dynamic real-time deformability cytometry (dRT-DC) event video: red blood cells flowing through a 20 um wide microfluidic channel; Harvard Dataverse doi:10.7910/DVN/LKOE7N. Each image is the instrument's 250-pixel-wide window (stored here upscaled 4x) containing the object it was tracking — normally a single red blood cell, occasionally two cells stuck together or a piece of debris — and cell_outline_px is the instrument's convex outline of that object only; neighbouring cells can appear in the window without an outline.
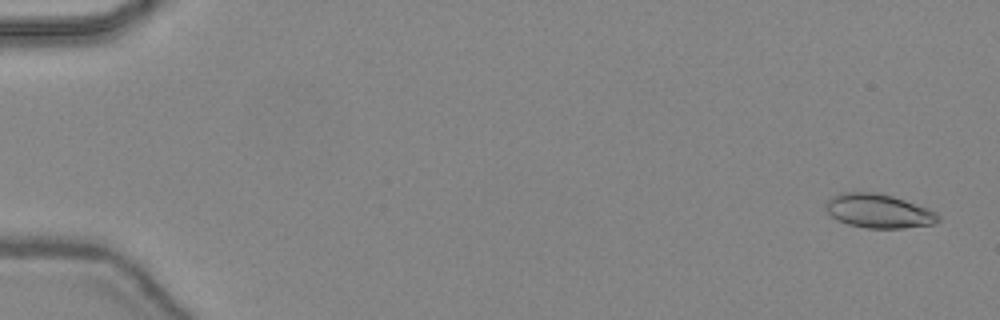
{"species": "common noctule bat (a hibernating species)", "species_latin": "Nyctalus noctula", "temperature_condition": "warm", "stored_images_in_passage": 47, "camera_frame_rate_fps": 3000, "um_per_image_px": 0.085, "animal": {"sex": "female", "body_mass_g": 24.6, "forearm_length_mm": 56.2}, "frame": {"image": 1, "passage_image": 2, "time_ms": 0.333, "image_size_px": [1000, 320], "cell_outline_px": [[940, 220], [932, 224], [904, 228], [864, 228], [848, 224], [836, 220], [824, 208], [824, 204], [832, 196], [840, 192], [880, 192], [928, 208], [936, 212], [940, 216]], "centroid_in_image_um": [74.65, 17.93], "position_along_channel_um": 10.3, "area_um2": 22.43}}
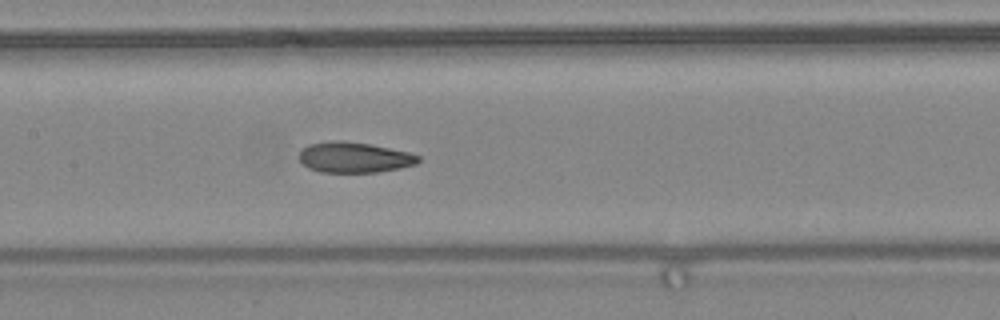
{"frame": {"image": 2, "passage_image": 24, "time_ms": 7.667, "image_size_px": [1000, 320], "cell_outline_px": [[420, 160], [416, 164], [400, 168], [376, 172], [320, 172], [308, 168], [300, 160], [300, 148], [308, 144], [336, 140], [340, 140], [368, 144], [408, 152], [420, 156]], "centroid_in_image_um": [30.08, 13.38], "position_along_channel_um": 177.3, "area_um2": 21.1}}
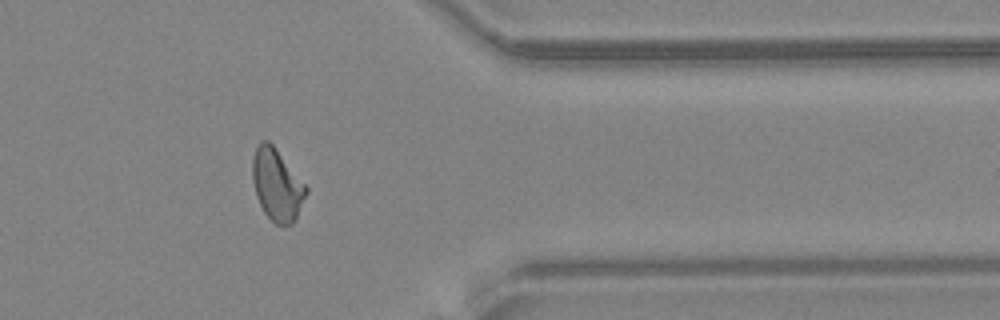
{"frame": {"image": 3, "passage_image": 39, "time_ms": 12.667, "image_size_px": [1000, 320], "cell_outline_px": [[308, 192], [292, 224], [276, 224], [264, 212], [256, 196], [252, 180], [252, 156], [260, 140], [268, 140], [272, 144], [308, 188]], "centroid_in_image_um": [23.51, 15.68], "position_along_channel_um": 387.9, "area_um2": 22.14}, "authors_computed_cell_mechanics": {"area_um2": 21.8484, "velocity_mm_per_s": 4.4615, "shape_relaxation_time_tau1_ms": 10.7005, "shape_relaxation_time_tau2_ms": 1.6232, "deformation_change_tau1": 0.2603, "deformation_change_tau2": 0.0816}}